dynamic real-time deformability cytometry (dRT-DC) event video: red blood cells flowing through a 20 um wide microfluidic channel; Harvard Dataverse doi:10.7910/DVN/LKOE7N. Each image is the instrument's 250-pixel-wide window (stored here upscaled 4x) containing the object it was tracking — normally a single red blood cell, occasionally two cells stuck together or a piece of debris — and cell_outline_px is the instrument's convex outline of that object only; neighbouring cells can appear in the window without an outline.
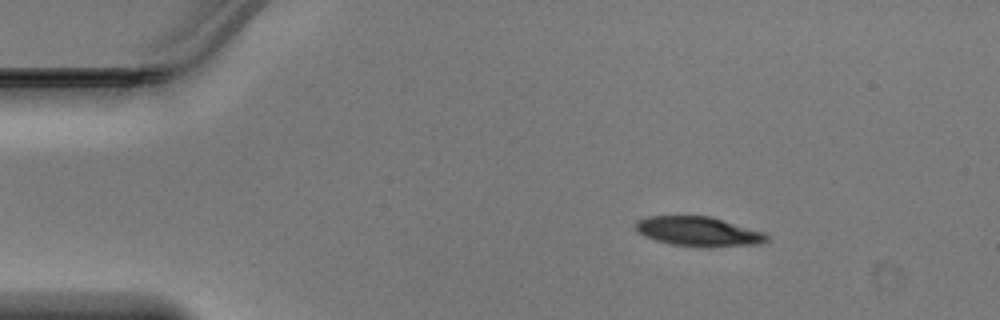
{"species": "Egyptian fruit bat (a non-hibernating species)", "species_latin": "Rousettus aegyptiacus", "temperature_condition": "warm", "stored_images_in_passage": 46, "camera_frame_rate_fps": 3000, "um_per_image_px": 0.085, "animal": {"sex": "male"}, "frame": {"image": 1, "passage_image": 6, "time_ms": 1.667, "image_size_px": [1000, 320], "cell_outline_px": [[772, 236], [768, 240], [756, 244], [672, 244], [656, 240], [644, 236], [636, 232], [636, 220], [648, 216], [712, 216], [768, 232]], "centroid_in_image_um": [59.39, 19.61], "position_along_channel_um": 25.6, "area_um2": 21.91}}
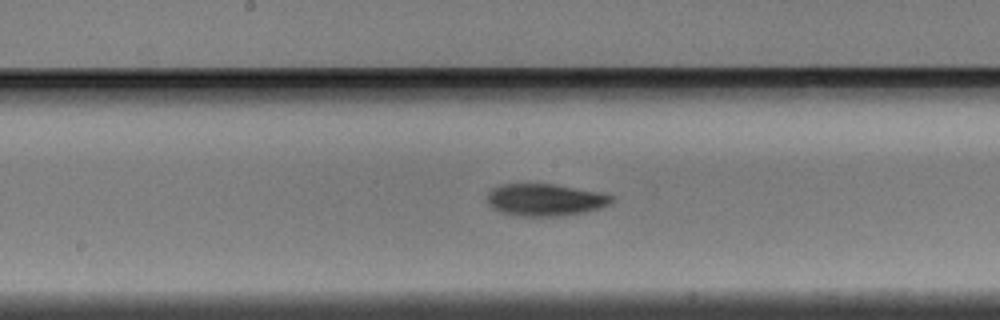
{"frame": {"image": 2, "passage_image": 23, "time_ms": 7.333, "image_size_px": [1000, 320], "cell_outline_px": [[616, 200], [612, 204], [600, 208], [584, 212], [560, 216], [516, 216], [500, 212], [492, 208], [488, 204], [488, 192], [492, 188], [500, 184], [552, 184], [600, 192], [612, 196]], "centroid_in_image_um": [46.34, 16.99], "position_along_channel_um": 201.9, "area_um2": 23.47}}
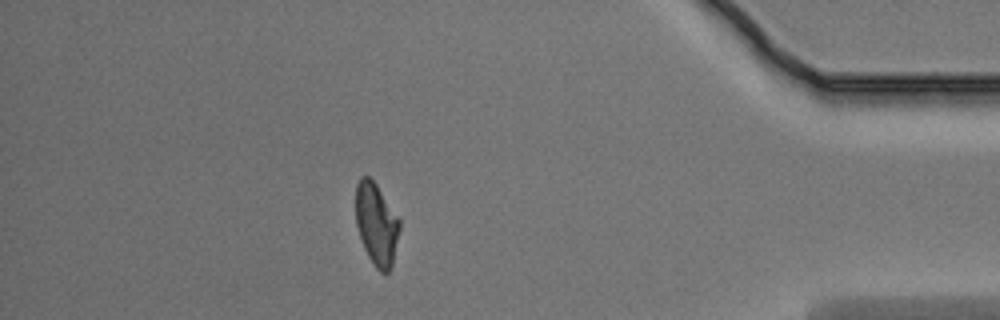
{"frame": {"image": 3, "passage_image": 40, "time_ms": 13.0, "image_size_px": [1000, 320], "cell_outline_px": [[400, 228], [392, 264], [388, 272], [380, 272], [376, 268], [368, 256], [364, 248], [356, 224], [356, 184], [360, 176], [368, 176], [376, 184], [400, 220]], "centroid_in_image_um": [31.99, 19.04], "position_along_channel_um": 403.2, "area_um2": 20.75}}